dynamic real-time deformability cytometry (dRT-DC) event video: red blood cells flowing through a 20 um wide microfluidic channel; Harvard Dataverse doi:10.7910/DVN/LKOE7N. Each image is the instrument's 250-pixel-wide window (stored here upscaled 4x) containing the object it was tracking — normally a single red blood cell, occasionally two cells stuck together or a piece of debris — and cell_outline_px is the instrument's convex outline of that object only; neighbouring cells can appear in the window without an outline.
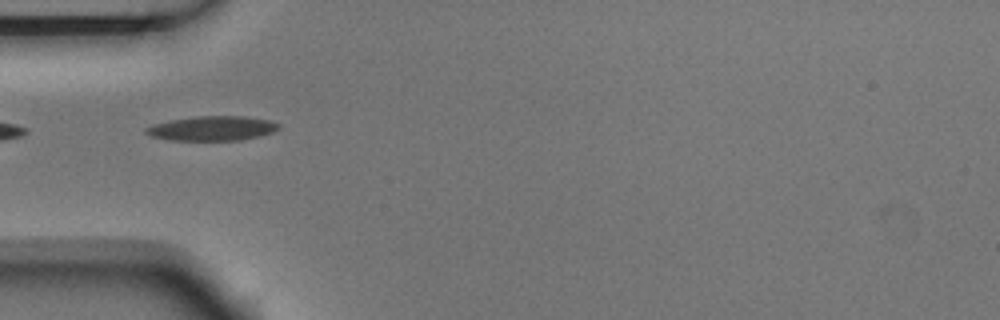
{"species": "Egyptian fruit bat (a non-hibernating species)", "species_latin": "Rousettus aegyptiacus", "temperature_condition": "room temperature", "stored_images_in_passage": 6, "segment_of_instrument_passage": [2, 2], "camera_frame_rate_fps": 3000, "um_per_image_px": 0.085, "animal": {"sex": "male"}, "frame": {"image": 1, "passage_image": 4, "time_ms": 1.0, "image_size_px": [1000, 320], "cell_outline_px": [[280, 128], [272, 132], [260, 136], [240, 140], [168, 140], [152, 136], [144, 132], [144, 128], [152, 124], [172, 120], [196, 116], [244, 116], [268, 120], [280, 124]], "centroid_in_image_um": [18.02, 10.91], "position_along_channel_um": 67.0, "area_um2": 18.96}}
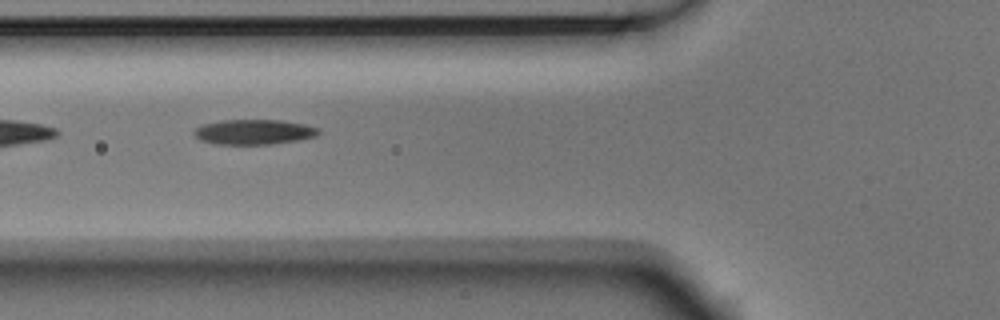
{"frame": {"image": 2, "passage_image": 5, "time_ms": 1.333, "image_size_px": [1000, 320], "cell_outline_px": [[320, 132], [316, 136], [300, 140], [272, 144], [216, 144], [200, 140], [192, 132], [200, 124], [220, 120], [280, 120], [304, 124], [320, 128]], "centroid_in_image_um": [21.57, 11.21], "position_along_channel_um": 104.2, "area_um2": 18.32}}
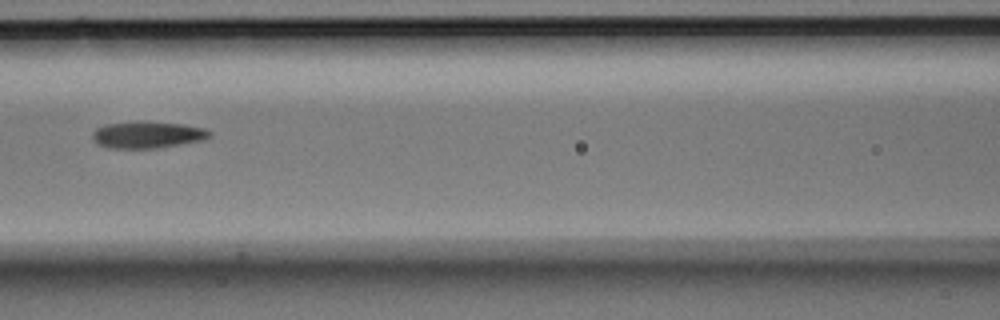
{"frame": {"image": 3, "passage_image": 6, "time_ms": 1.667, "image_size_px": [1000, 320], "cell_outline_px": [[212, 136], [204, 140], [156, 148], [108, 148], [96, 144], [92, 136], [92, 132], [96, 128], [104, 124], [136, 120], [144, 120], [184, 124], [204, 128], [212, 132]], "centroid_in_image_um": [12.52, 11.43], "position_along_channel_um": 154.1, "area_um2": 18.79}}